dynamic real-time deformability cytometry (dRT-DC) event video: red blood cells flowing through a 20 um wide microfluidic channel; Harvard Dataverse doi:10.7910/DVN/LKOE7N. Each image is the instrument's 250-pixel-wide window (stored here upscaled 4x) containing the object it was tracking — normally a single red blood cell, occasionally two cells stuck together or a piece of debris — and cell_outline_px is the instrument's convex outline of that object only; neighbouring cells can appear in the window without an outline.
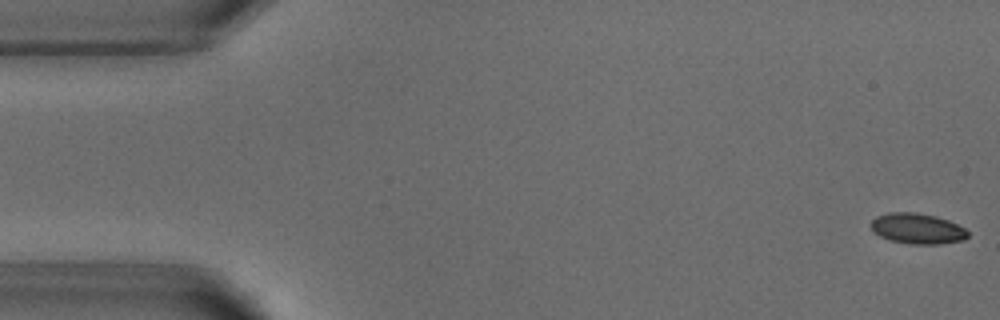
{"species": "common noctule bat (a hibernating species)", "species_latin": "Nyctalus noctula", "temperature_condition": "warm", "stored_images_in_passage": 52, "camera_frame_rate_fps": 3000, "um_per_image_px": 0.085, "animal": {"sex": "male", "body_mass_g": 18.8}, "frame": {"image": 1, "passage_image": 1, "time_ms": 0.0, "image_size_px": [1000, 320], "cell_outline_px": [[968, 236], [964, 240], [940, 244], [908, 244], [888, 240], [880, 236], [872, 228], [872, 220], [876, 216], [888, 212], [916, 212], [936, 216], [948, 220], [964, 228], [968, 232]], "centroid_in_image_um": [77.98, 19.43], "position_along_channel_um": 7.0, "area_um2": 17.28}}
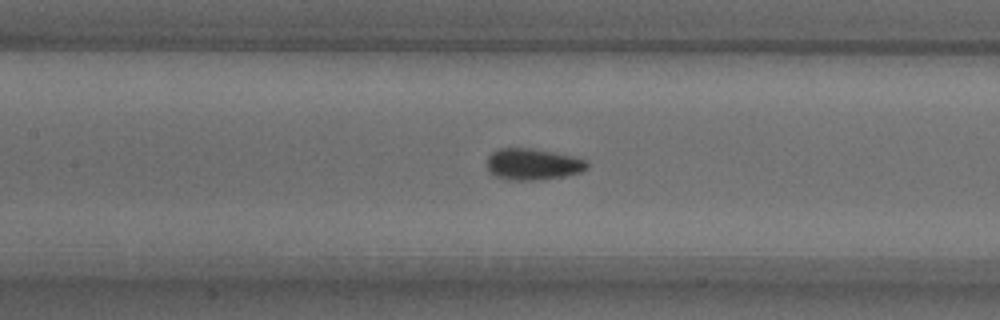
{"frame": {"image": 2, "passage_image": 23, "time_ms": 7.333, "image_size_px": [1000, 320], "cell_outline_px": [[588, 168], [580, 172], [564, 176], [536, 180], [508, 180], [496, 176], [488, 172], [488, 156], [492, 152], [500, 148], [532, 148], [572, 156], [584, 160], [588, 164]], "centroid_in_image_um": [45.26, 13.96], "position_along_channel_um": 162.1, "area_um2": 18.21}}
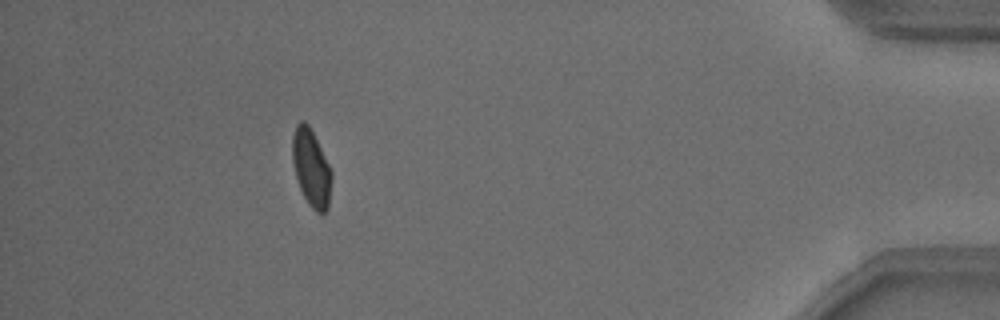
{"frame": {"image": 3, "passage_image": 47, "time_ms": 15.333, "image_size_px": [1000, 320], "cell_outline_px": [[332, 176], [328, 208], [324, 212], [316, 212], [308, 204], [300, 188], [292, 164], [292, 136], [296, 124], [300, 120], [304, 120], [308, 124], [332, 172]], "centroid_in_image_um": [26.43, 14.27], "position_along_channel_um": 408.8, "area_um2": 17.46}, "authors_computed_cell_mechanics": {"area_um2": 17.8024, "velocity_mm_per_s": 3.8302, "shape_relaxation_time_tau1_ms": 3.4362, "shape_relaxation_time_tau2_ms": null, "deformation_change_tau1": 0.1119, "deformation_change_tau2": null}}